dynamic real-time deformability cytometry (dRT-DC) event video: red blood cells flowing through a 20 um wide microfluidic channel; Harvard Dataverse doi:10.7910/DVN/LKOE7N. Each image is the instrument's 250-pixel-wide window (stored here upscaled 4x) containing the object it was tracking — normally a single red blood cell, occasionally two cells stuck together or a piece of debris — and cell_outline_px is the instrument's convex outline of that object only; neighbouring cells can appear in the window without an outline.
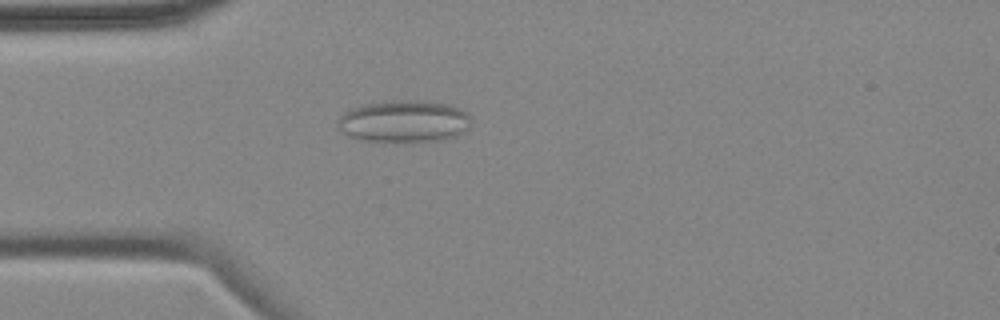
{"species": "common noctule bat (a hibernating species)", "species_latin": "Nyctalus noctula", "temperature_condition": "cold", "stored_images_in_passage": 5, "camera_frame_rate_fps": 3000, "um_per_image_px": 0.085, "animal": {"sex": "female", "body_mass_g": 18.4}, "frame": {"image": 1, "passage_image": 5, "time_ms": 4.667, "image_size_px": [1000, 320], "cell_outline_px": [[472, 120], [468, 128], [464, 132], [456, 136], [444, 140], [360, 140], [348, 136], [340, 132], [336, 124], [336, 120], [344, 112], [352, 108], [364, 104], [396, 100], [416, 100], [448, 104], [460, 108], [468, 112], [472, 116]], "centroid_in_image_um": [34.35, 10.29], "position_along_channel_um": 50.7, "area_um2": 32.71}}